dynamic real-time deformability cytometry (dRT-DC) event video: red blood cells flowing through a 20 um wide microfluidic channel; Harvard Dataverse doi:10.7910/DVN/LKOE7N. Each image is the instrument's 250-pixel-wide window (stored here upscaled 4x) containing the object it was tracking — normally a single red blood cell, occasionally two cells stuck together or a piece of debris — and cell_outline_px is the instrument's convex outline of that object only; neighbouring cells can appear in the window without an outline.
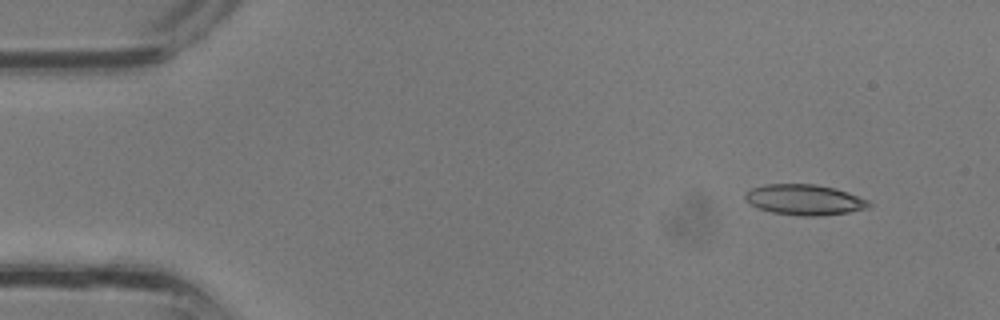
{"species": "common noctule bat (a hibernating species)", "species_latin": "Nyctalus noctula", "temperature_condition": "room temperature", "stored_images_in_passage": 32, "camera_frame_rate_fps": 3000, "um_per_image_px": 0.085, "animal": {"sex": "male", "body_mass_g": 13.3}, "frame": {"image": 1, "passage_image": 1, "time_ms": 0.0, "image_size_px": [1000, 320], "cell_outline_px": [[872, 204], [868, 208], [848, 212], [816, 216], [800, 216], [772, 212], [760, 208], [744, 200], [744, 196], [752, 188], [764, 184], [816, 184], [836, 188], [848, 192], [868, 200]], "centroid_in_image_um": [68.4, 16.97], "position_along_channel_um": 16.6, "area_um2": 21.96}}
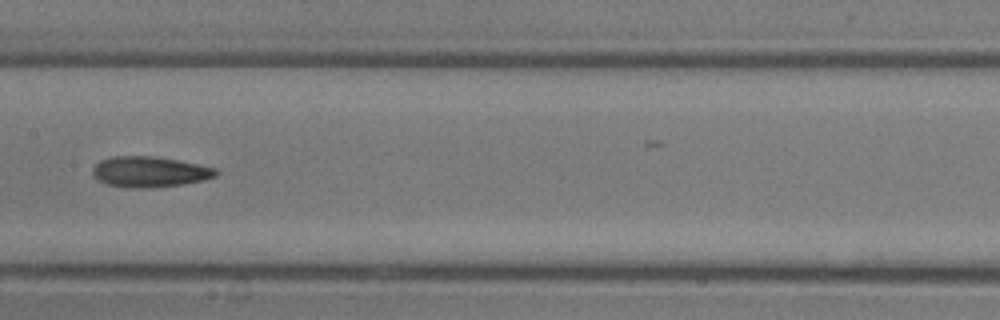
{"frame": {"image": 2, "passage_image": 15, "time_ms": 4.667, "image_size_px": [1000, 320], "cell_outline_px": [[220, 172], [216, 176], [204, 180], [180, 184], [152, 188], [132, 188], [108, 184], [100, 180], [92, 172], [92, 168], [100, 160], [112, 156], [152, 156], [200, 164], [216, 168]], "centroid_in_image_um": [12.75, 14.6], "position_along_channel_um": 194.6, "area_um2": 21.91}}
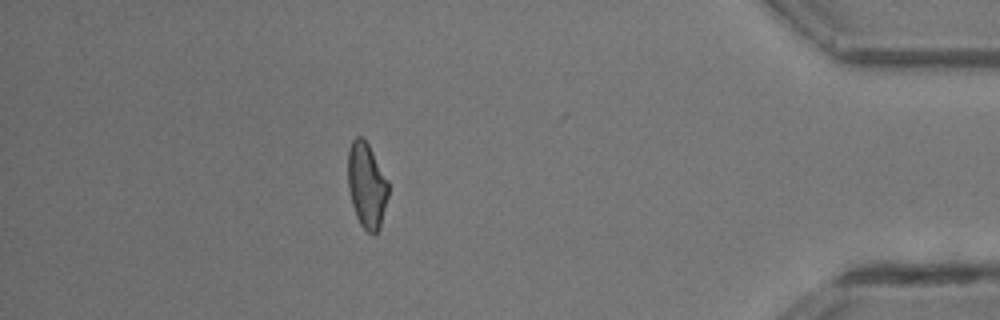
{"frame": {"image": 3, "passage_image": 28, "time_ms": 9.0, "image_size_px": [1000, 320], "cell_outline_px": [[388, 196], [380, 228], [372, 236], [360, 224], [356, 216], [352, 204], [348, 188], [348, 148], [352, 140], [356, 136], [360, 136], [368, 144], [388, 180]], "centroid_in_image_um": [31.16, 15.76], "position_along_channel_um": 404.0, "area_um2": 20.11}}